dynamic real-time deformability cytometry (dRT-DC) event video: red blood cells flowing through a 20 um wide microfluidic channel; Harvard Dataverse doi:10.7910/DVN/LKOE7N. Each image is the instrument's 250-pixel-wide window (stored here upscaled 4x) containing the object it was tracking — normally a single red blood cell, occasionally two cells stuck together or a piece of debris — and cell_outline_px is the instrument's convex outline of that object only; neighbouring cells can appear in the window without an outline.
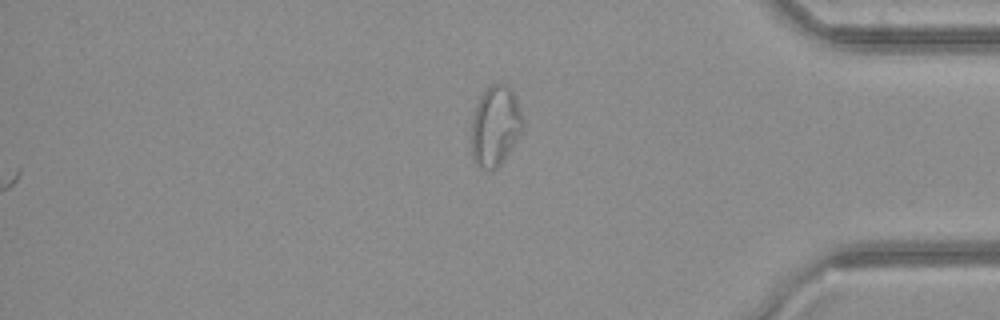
{"species": "common noctule bat (a hibernating species)", "species_latin": "Nyctalus noctula", "temperature_condition": "cold", "stored_images_in_passage": 49, "camera_frame_rate_fps": 3000, "um_per_image_px": 0.085, "animal": {"sex": "female", "body_mass_g": 21.9}, "frame": {"image": 1, "passage_image": 49, "time_ms": 16.0, "image_size_px": [1000, 320], "cell_outline_px": [[524, 124], [520, 132], [508, 152], [500, 164], [496, 168], [480, 168], [472, 160], [472, 116], [476, 104], [480, 96], [492, 84], [504, 84], [512, 92], [516, 100], [524, 120]], "centroid_in_image_um": [42.07, 10.71], "position_along_channel_um": 393.1, "area_um2": 23.47}}